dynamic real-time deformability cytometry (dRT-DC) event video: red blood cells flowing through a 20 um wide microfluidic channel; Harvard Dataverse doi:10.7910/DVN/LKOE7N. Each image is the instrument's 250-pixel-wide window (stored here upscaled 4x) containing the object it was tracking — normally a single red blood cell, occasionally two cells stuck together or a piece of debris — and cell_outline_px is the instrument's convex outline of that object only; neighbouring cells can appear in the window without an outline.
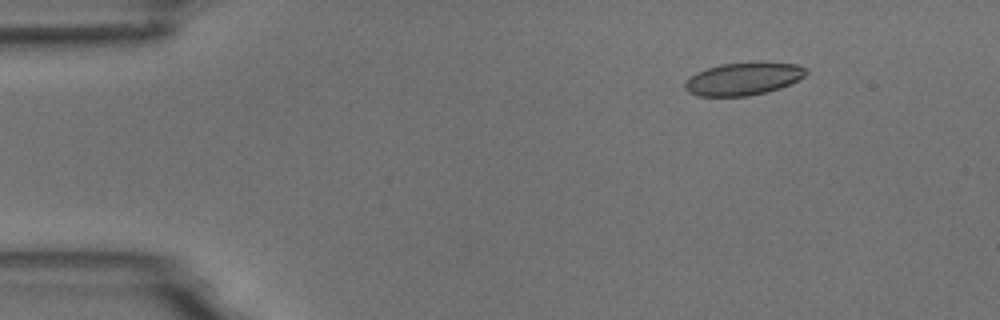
{"species": "common noctule bat (a hibernating species)", "species_latin": "Nyctalus noctula", "temperature_condition": "room temperature", "stored_images_in_passage": 7, "camera_frame_rate_fps": 3000, "um_per_image_px": 0.085, "animal": {"sex": "male", "body_mass_g": 18.8}, "frame": {"image": 1, "passage_image": 2, "time_ms": 1.333, "image_size_px": [1000, 320], "cell_outline_px": [[808, 72], [804, 76], [780, 88], [768, 92], [748, 96], [696, 96], [688, 92], [684, 88], [684, 84], [696, 72], [720, 64], [796, 64], [808, 68]], "centroid_in_image_um": [63.15, 6.74], "position_along_channel_um": 21.8, "area_um2": 22.43}}
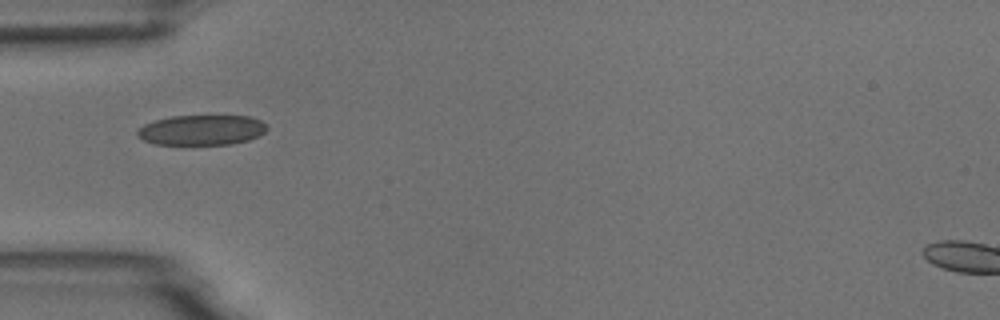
{"frame": {"image": 2, "passage_image": 5, "time_ms": 4.667, "image_size_px": [1000, 320], "cell_outline_px": [[268, 128], [260, 136], [248, 140], [232, 144], [156, 144], [144, 140], [136, 136], [136, 132], [144, 124], [156, 120], [172, 116], [248, 116], [260, 120], [268, 124]], "centroid_in_image_um": [17.17, 11.05], "position_along_channel_um": 67.8, "area_um2": 22.77}}